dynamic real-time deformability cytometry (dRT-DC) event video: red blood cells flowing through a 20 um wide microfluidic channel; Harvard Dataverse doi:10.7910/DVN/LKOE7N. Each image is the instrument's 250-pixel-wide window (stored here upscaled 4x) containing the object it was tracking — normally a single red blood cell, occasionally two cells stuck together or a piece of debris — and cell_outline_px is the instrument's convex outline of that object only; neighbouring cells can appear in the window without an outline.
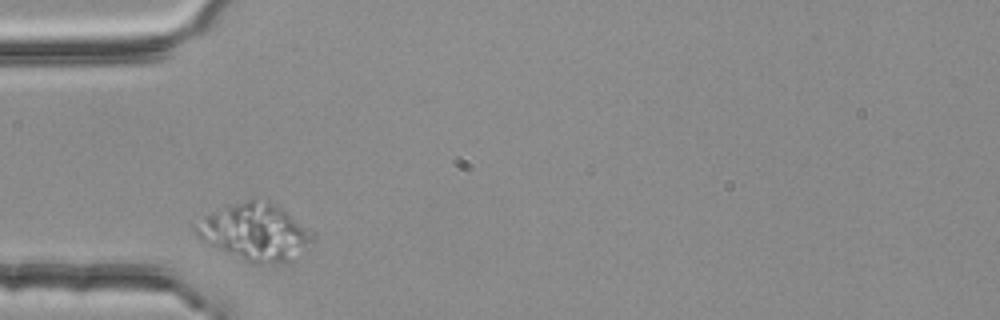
{"species": "common noctule bat (a hibernating species)", "species_latin": "Nyctalus noctula", "temperature_condition": "room temperature", "stored_images_in_passage": 2, "camera_frame_rate_fps": 3000, "um_per_image_px": 0.085, "animal": {"sex": "female", "body_mass_g": 25.1}, "frame": {"image": 1, "passage_image": 1, "time_ms": 0.0, "image_size_px": [1000, 320], "cell_outline_px": [[316, 240], [296, 260], [288, 264], [248, 264], [208, 244], [192, 228], [192, 224], [216, 208], [252, 196], [272, 204], [280, 208], [316, 232]], "centroid_in_image_um": [21.72, 19.75], "position_along_channel_um": 63.3, "area_um2": 40.23}}
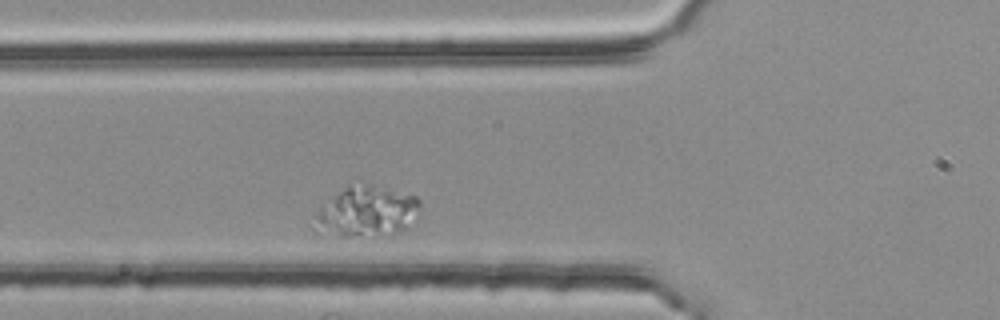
{"frame": {"image": 2, "passage_image": 2, "time_ms": 0.333, "image_size_px": [1000, 320], "cell_outline_px": [[420, 204], [408, 228], [400, 232], [380, 236], [340, 236], [312, 228], [308, 224], [320, 204], [348, 184], [368, 184], [416, 196], [420, 200]], "centroid_in_image_um": [31.06, 18.0], "position_along_channel_um": 94.7, "area_um2": 31.5}}